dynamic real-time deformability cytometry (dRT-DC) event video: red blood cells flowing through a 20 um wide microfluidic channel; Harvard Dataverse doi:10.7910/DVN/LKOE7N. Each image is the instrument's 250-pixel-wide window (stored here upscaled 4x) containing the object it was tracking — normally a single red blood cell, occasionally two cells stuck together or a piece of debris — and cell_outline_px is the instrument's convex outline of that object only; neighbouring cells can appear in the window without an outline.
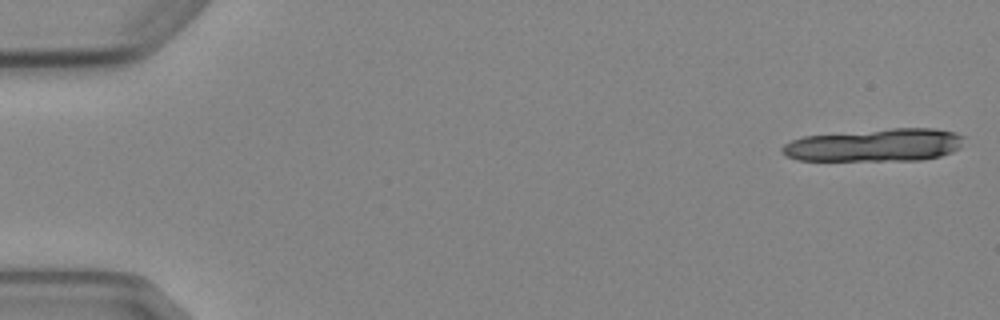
{"species": "Egyptian fruit bat (a non-hibernating species)", "species_latin": "Rousettus aegyptiacus", "temperature_condition": "cold", "stored_images_in_passage": 6, "segment_of_instrument_passage": [1, 2], "camera_frame_rate_fps": 3000, "um_per_image_px": 0.085, "animal": {"sex": "female"}, "frame": {"image": 1, "passage_image": 1, "time_ms": 0.0, "image_size_px": [1000, 320], "cell_outline_px": [[964, 136], [960, 148], [952, 152], [940, 156], [920, 160], [796, 160], [784, 156], [780, 152], [780, 148], [784, 144], [792, 140], [804, 136], [892, 128], [936, 128], [956, 132]], "centroid_in_image_um": [74.37, 12.33], "position_along_channel_um": 10.6, "area_um2": 34.91}}
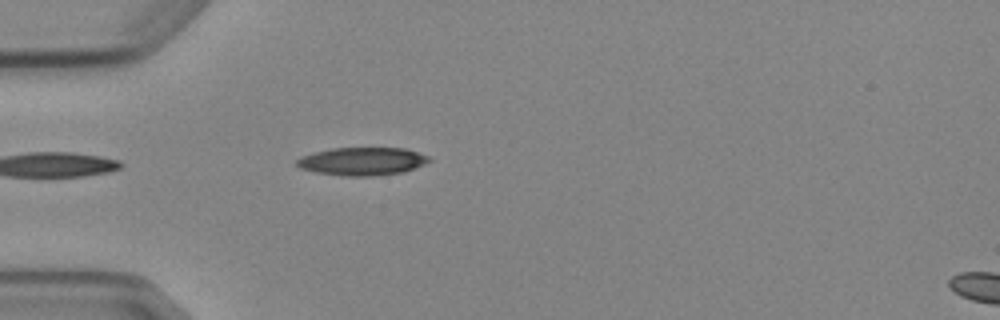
{"frame": {"image": 2, "passage_image": 5, "time_ms": 5.0, "image_size_px": [1000, 320], "cell_outline_px": [[432, 160], [424, 164], [404, 172], [372, 176], [344, 176], [316, 172], [300, 168], [296, 164], [296, 160], [300, 156], [312, 152], [332, 148], [404, 148], [428, 156]], "centroid_in_image_um": [30.76, 13.71], "position_along_channel_um": 54.2, "area_um2": 21.62}}